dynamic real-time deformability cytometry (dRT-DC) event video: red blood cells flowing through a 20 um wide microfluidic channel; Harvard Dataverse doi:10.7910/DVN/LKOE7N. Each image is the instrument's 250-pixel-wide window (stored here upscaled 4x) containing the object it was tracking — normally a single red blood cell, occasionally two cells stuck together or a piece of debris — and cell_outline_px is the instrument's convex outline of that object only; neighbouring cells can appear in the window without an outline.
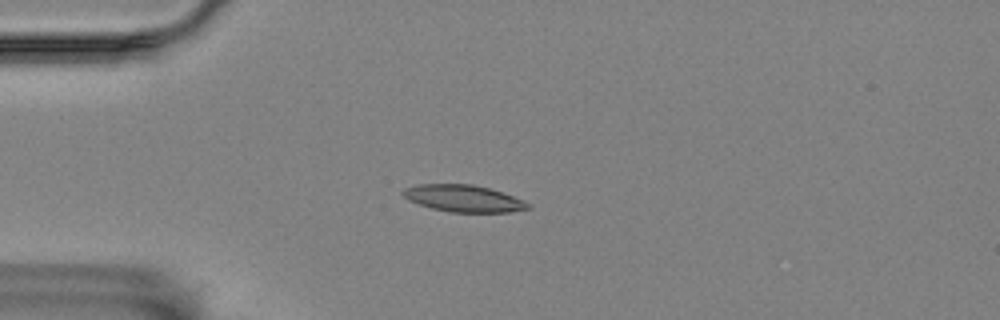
{"species": "Egyptian fruit bat (a non-hibernating species)", "species_latin": "Rousettus aegyptiacus", "temperature_condition": "room temperature", "stored_images_in_passage": 44, "camera_frame_rate_fps": 3000, "um_per_image_px": 0.085, "animal": {"sex": "female"}, "frame": {"image": 1, "passage_image": 2, "time_ms": 0.333, "image_size_px": [1000, 320], "cell_outline_px": [[532, 208], [512, 212], [452, 212], [432, 208], [408, 200], [400, 192], [404, 188], [416, 184], [472, 184], [488, 188], [524, 200], [532, 204]], "centroid_in_image_um": [39.41, 16.86], "position_along_channel_um": 45.6, "area_um2": 19.59}}
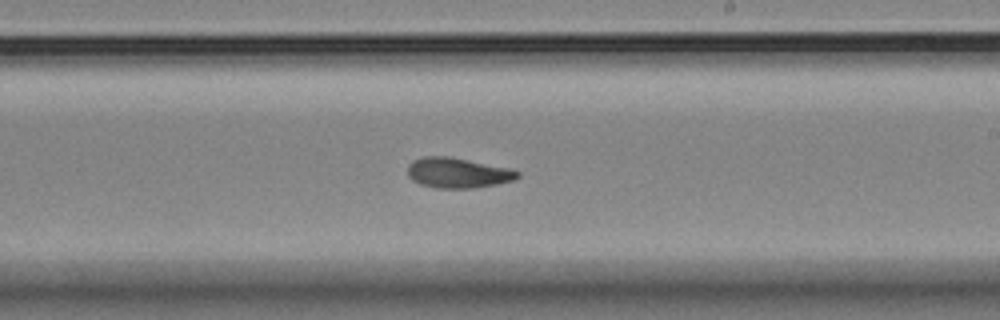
{"frame": {"image": 2, "passage_image": 21, "time_ms": 6.667, "image_size_px": [1000, 320], "cell_outline_px": [[520, 176], [516, 180], [476, 188], [436, 188], [420, 184], [412, 180], [408, 176], [408, 164], [412, 160], [424, 156], [448, 156], [508, 168], [520, 172]], "centroid_in_image_um": [38.89, 14.7], "position_along_channel_um": 250.1, "area_um2": 19.42}}
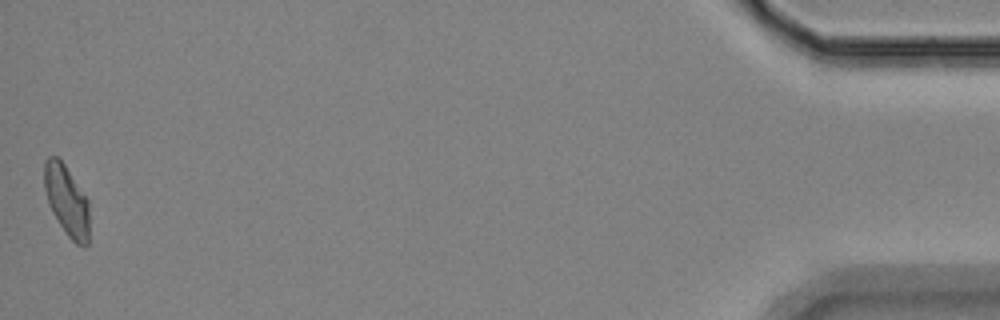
{"frame": {"image": 3, "passage_image": 44, "time_ms": 14.333, "image_size_px": [1000, 320], "cell_outline_px": [[88, 244], [84, 248], [76, 244], [68, 236], [52, 212], [44, 188], [44, 160], [48, 156], [56, 156], [64, 164], [88, 200]], "centroid_in_image_um": [5.66, 17.05], "position_along_channel_um": 429.5, "area_um2": 18.26}, "authors_computed_cell_mechanics": {"area_um2": 19.1318, "velocity_mm_per_s": 3.5011, "shape_relaxation_time_tau1_ms": 6.7444, "shape_relaxation_time_tau2_ms": 4.2178, "deformation_change_tau1": 0.1812, "deformation_change_tau2": 0.1062}}